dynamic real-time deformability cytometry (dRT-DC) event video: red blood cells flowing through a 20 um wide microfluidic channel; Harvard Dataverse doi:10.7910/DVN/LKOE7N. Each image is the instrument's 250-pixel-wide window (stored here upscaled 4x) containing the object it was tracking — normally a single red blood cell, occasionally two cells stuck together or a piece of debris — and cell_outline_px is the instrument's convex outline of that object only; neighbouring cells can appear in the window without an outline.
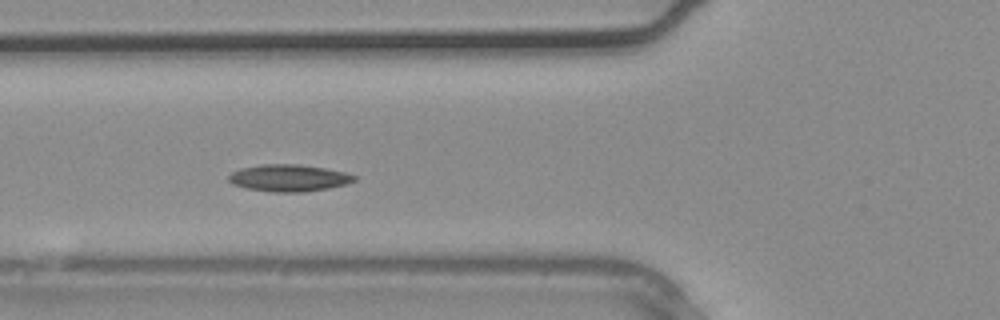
{"species": "common noctule bat (a hibernating species)", "species_latin": "Nyctalus noctula", "temperature_condition": "warm", "stored_images_in_passage": 35, "camera_frame_rate_fps": 3000, "um_per_image_px": 0.085, "animal": {"sex": "male", "body_mass_g": 20.4}, "frame": {"image": 1, "passage_image": 11, "time_ms": 3.333, "image_size_px": [1000, 320], "cell_outline_px": [[356, 180], [348, 184], [328, 188], [304, 192], [272, 192], [248, 188], [232, 184], [228, 180], [228, 176], [232, 172], [240, 168], [264, 164], [296, 164], [324, 168], [344, 172], [356, 176]], "centroid_in_image_um": [24.55, 15.13], "position_along_channel_um": 101.3, "area_um2": 19.65}}